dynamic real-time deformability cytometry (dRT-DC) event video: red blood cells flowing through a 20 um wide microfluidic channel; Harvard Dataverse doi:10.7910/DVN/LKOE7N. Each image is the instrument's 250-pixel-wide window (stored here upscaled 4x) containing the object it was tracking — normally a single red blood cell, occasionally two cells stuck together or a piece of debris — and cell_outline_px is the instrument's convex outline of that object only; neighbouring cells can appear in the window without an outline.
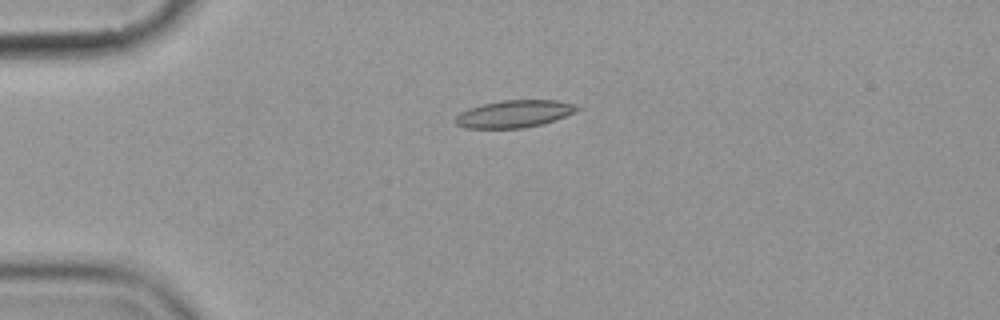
{"species": "common noctule bat (a hibernating species)", "species_latin": "Nyctalus noctula", "temperature_condition": "cold", "stored_images_in_passage": 5, "camera_frame_rate_fps": 3000, "um_per_image_px": 0.085, "animal": {"sex": "female", "body_mass_g": 19.9}, "frame": {"image": 1, "passage_image": 4, "time_ms": 3.667, "image_size_px": [1000, 320], "cell_outline_px": [[580, 108], [576, 112], [556, 120], [524, 128], [464, 128], [456, 124], [456, 116], [460, 112], [468, 108], [480, 104], [500, 100], [556, 100], [576, 104]], "centroid_in_image_um": [43.72, 9.67], "position_along_channel_um": 41.3, "area_um2": 19.54}}